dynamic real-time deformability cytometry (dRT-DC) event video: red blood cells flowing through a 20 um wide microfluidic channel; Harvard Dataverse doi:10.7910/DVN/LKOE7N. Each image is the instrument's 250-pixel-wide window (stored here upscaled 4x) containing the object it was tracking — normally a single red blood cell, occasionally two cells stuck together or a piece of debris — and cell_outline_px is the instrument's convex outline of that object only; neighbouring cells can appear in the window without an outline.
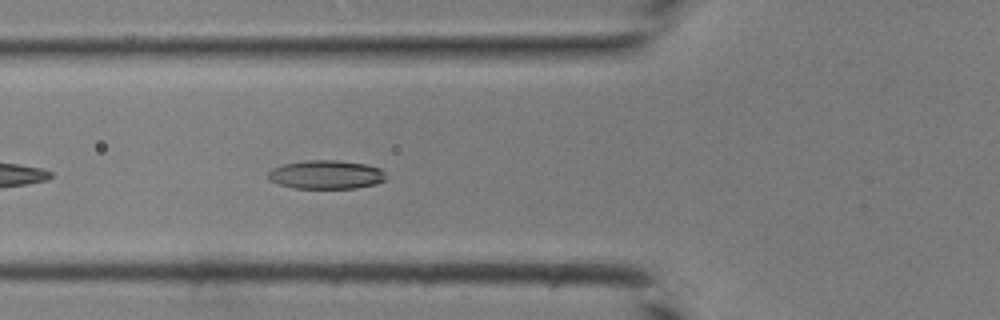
{"species": "common noctule bat (a hibernating species)", "species_latin": "Nyctalus noctula", "temperature_condition": "room temperature", "stored_images_in_passage": 37, "camera_frame_rate_fps": 3000, "um_per_image_px": 0.085, "animal": {"sex": "male", "body_mass_g": 19.0, "forearm_length_mm": 50.8}, "frame": {"image": 1, "passage_image": 15, "time_ms": 4.667, "image_size_px": [1000, 320], "cell_outline_px": [[384, 180], [376, 184], [356, 188], [296, 188], [280, 184], [268, 180], [268, 172], [272, 168], [284, 164], [308, 160], [336, 160], [364, 164], [380, 168], [384, 172]], "centroid_in_image_um": [27.7, 14.84], "position_along_channel_um": 98.1, "area_um2": 19.54}}
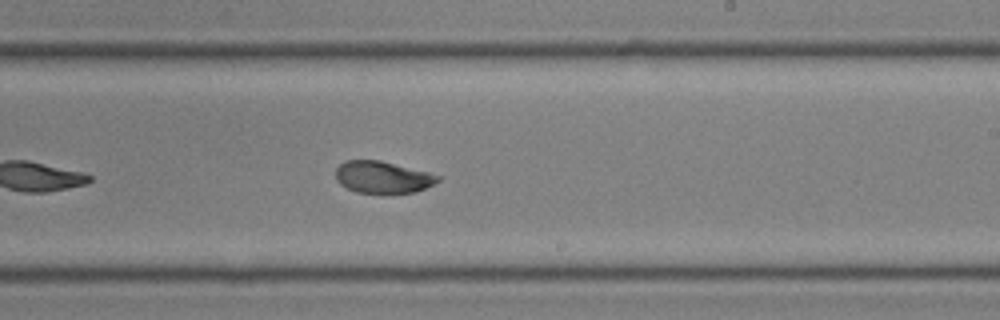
{"frame": {"image": 2, "passage_image": 25, "time_ms": 8.0, "image_size_px": [1000, 320], "cell_outline_px": [[440, 180], [416, 192], [356, 192], [340, 184], [336, 180], [336, 168], [344, 160], [380, 160], [428, 172], [440, 176]], "centroid_in_image_um": [32.5, 15.04], "position_along_channel_um": 256.5, "area_um2": 18.73}}
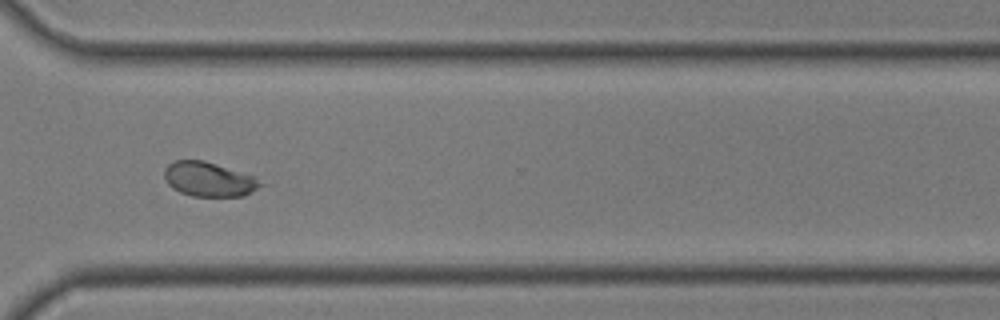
{"frame": {"image": 3, "passage_image": 31, "time_ms": 10.0, "image_size_px": [1000, 320], "cell_outline_px": [[264, 184], [244, 196], [192, 196], [180, 192], [172, 188], [168, 184], [164, 176], [164, 168], [172, 160], [204, 160], [252, 176]], "centroid_in_image_um": [17.7, 15.24], "position_along_channel_um": 352.9, "area_um2": 19.13}}